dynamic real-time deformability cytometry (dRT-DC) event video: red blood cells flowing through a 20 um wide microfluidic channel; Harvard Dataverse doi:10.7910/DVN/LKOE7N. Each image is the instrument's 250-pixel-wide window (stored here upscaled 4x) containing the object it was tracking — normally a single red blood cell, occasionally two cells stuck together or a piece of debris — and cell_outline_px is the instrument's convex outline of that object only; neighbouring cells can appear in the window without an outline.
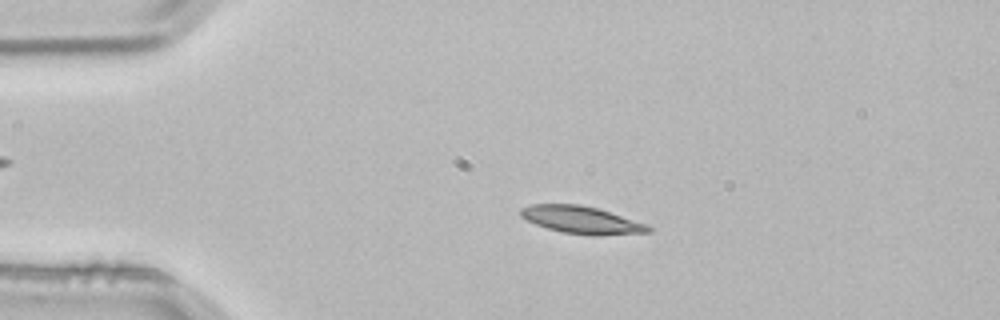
{"species": "common noctule bat (a hibernating species)", "species_latin": "Nyctalus noctula", "temperature_condition": "room temperature", "stored_images_in_passage": 4, "camera_frame_rate_fps": 3000, "um_per_image_px": 0.085, "animal": {"sex": "male", "body_mass_g": 21.5, "forearm_length_mm": 52.0}, "frame": {"image": 1, "passage_image": 3, "time_ms": 0.667, "image_size_px": [1000, 320], "cell_outline_px": [[652, 232], [600, 236], [592, 236], [564, 232], [548, 228], [536, 224], [520, 216], [520, 208], [532, 204], [580, 204], [596, 208], [648, 224], [652, 228]], "centroid_in_image_um": [49.47, 18.7], "position_along_channel_um": 35.5, "area_um2": 20.4}}